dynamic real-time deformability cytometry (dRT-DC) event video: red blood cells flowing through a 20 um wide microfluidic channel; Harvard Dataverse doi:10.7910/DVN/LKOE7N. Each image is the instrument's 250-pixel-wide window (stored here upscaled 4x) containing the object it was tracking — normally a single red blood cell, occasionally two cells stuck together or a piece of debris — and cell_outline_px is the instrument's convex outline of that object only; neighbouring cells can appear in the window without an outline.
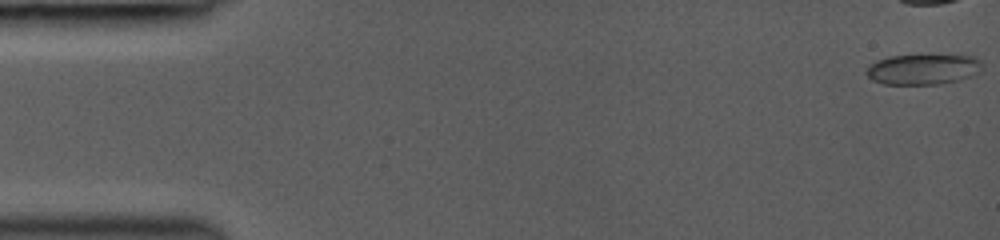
{"species": "common noctule bat (a hibernating species)", "species_latin": "Nyctalus noctula", "temperature_condition": "room temperature", "stored_images_in_passage": 39, "camera_frame_rate_fps": 3000, "um_per_image_px": 0.085, "animal": {"sex": "female", "body_mass_g": 19.0, "forearm_length_mm": 53.3}, "frame": {"image": 1, "passage_image": 1, "time_ms": 0.0, "image_size_px": [1000, 240], "cell_outline_px": [[984, 68], [980, 72], [972, 76], [960, 80], [936, 84], [884, 84], [872, 80], [864, 72], [876, 60], [888, 56], [976, 56], [980, 60]], "centroid_in_image_um": [78.49, 5.9], "position_along_channel_um": 6.5, "area_um2": 20.46}}